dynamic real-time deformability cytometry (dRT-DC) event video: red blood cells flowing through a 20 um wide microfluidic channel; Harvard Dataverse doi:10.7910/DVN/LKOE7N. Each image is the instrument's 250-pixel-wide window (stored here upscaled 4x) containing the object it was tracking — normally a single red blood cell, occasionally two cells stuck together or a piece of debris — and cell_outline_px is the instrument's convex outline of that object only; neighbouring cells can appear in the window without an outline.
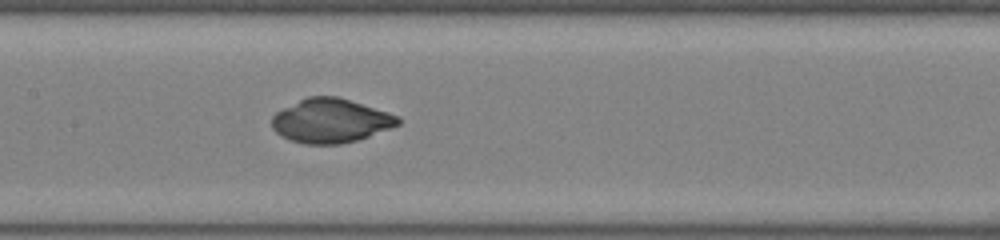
{"species": "common noctule bat (a hibernating species)", "species_latin": "Nyctalus noctula", "temperature_condition": "room temperature", "stored_images_in_passage": 34, "camera_frame_rate_fps": 3000, "um_per_image_px": 0.085, "animal": {"sex": "female", "body_mass_g": 22.0, "forearm_length_mm": 56.7}, "frame": {"image": 1, "passage_image": 10, "time_ms": 3.0, "image_size_px": [1000, 240], "cell_outline_px": [[400, 124], [368, 136], [356, 140], [340, 144], [304, 144], [280, 136], [272, 128], [272, 116], [276, 112], [308, 96], [340, 96], [400, 116]], "centroid_in_image_um": [28.11, 10.25], "position_along_channel_um": 179.3, "area_um2": 32.31}}
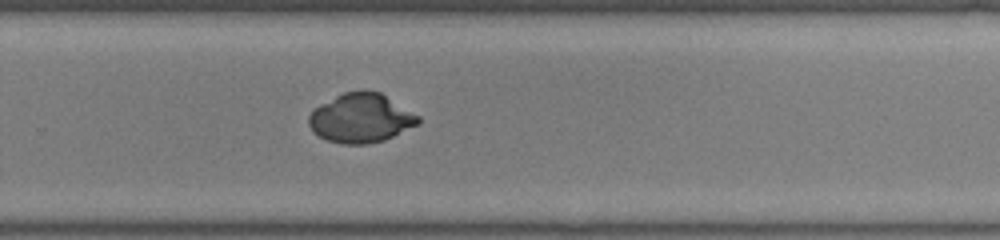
{"frame": {"image": 2, "passage_image": 19, "time_ms": 6.0, "image_size_px": [1000, 240], "cell_outline_px": [[420, 124], [384, 140], [364, 144], [340, 144], [328, 140], [312, 132], [308, 124], [308, 116], [320, 104], [344, 92], [364, 88], [380, 92], [420, 116]], "centroid_in_image_um": [30.69, 10.02], "position_along_channel_um": 299.1, "area_um2": 31.56}}
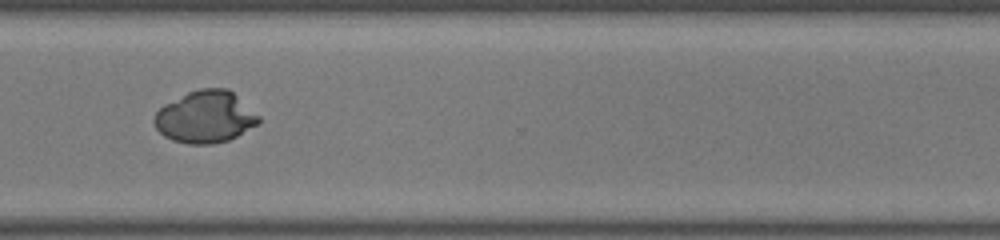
{"frame": {"image": 3, "passage_image": 23, "time_ms": 7.333, "image_size_px": [1000, 240], "cell_outline_px": [[260, 124], [228, 140], [212, 144], [188, 144], [172, 140], [164, 136], [156, 128], [152, 120], [156, 112], [164, 104], [188, 92], [200, 88], [228, 88], [260, 116]], "centroid_in_image_um": [17.45, 9.94], "position_along_channel_um": 353.2, "area_um2": 31.73}}